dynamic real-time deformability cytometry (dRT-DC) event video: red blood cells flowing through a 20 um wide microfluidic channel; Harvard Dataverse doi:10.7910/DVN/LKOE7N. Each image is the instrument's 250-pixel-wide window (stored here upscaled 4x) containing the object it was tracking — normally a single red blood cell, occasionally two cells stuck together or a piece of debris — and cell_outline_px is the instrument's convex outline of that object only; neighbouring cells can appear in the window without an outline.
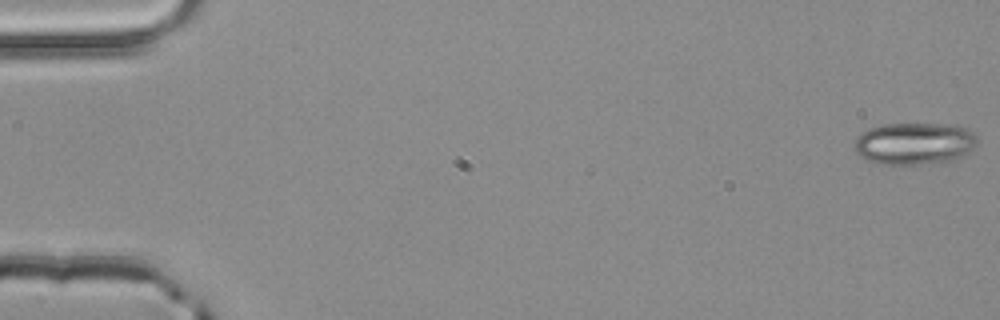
{"species": "common noctule bat (a hibernating species)", "species_latin": "Nyctalus noctula", "temperature_condition": "room temperature", "stored_images_in_passage": 53, "camera_frame_rate_fps": 3000, "um_per_image_px": 0.085, "animal": {"sex": "male", "body_mass_g": 20.4}, "frame": {"image": 1, "passage_image": 1, "time_ms": 0.0, "image_size_px": [1000, 320], "cell_outline_px": [[980, 140], [968, 152], [952, 160], [920, 164], [876, 164], [860, 156], [856, 152], [856, 136], [868, 128], [880, 124], [940, 124], [964, 128], [972, 132]], "centroid_in_image_um": [77.69, 12.19], "position_along_channel_um": 7.3, "area_um2": 29.88}}
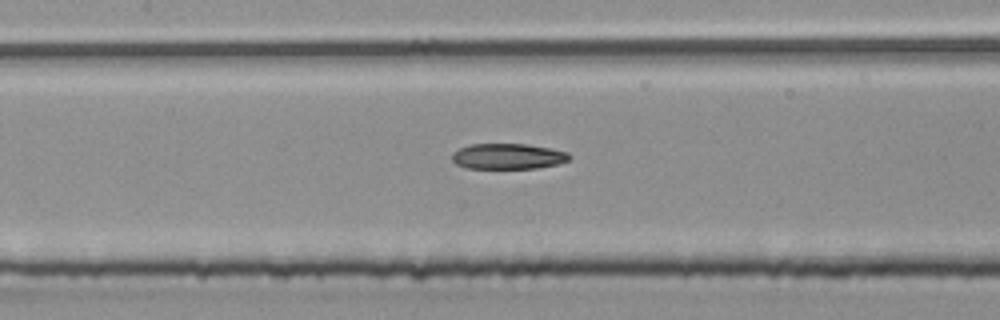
{"frame": {"image": 2, "passage_image": 25, "time_ms": 8.0, "image_size_px": [1000, 320], "cell_outline_px": [[568, 160], [560, 164], [536, 168], [468, 168], [456, 164], [452, 160], [452, 152], [460, 148], [472, 144], [528, 144], [568, 152]], "centroid_in_image_um": [43.16, 13.29], "position_along_channel_um": 164.2, "area_um2": 17.4}}
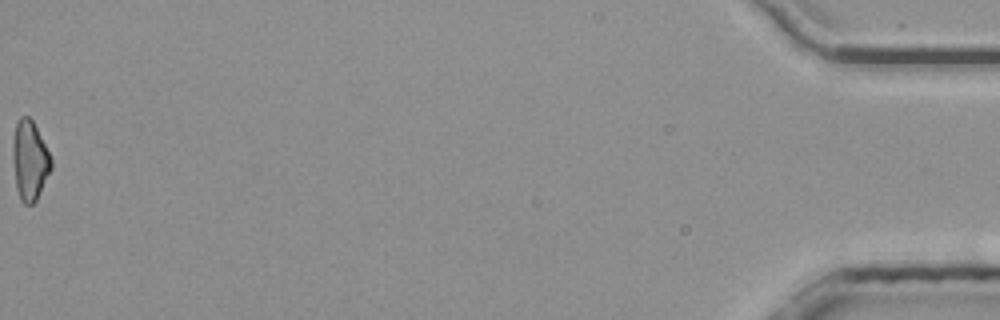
{"frame": {"image": 3, "passage_image": 53, "time_ms": 17.333, "image_size_px": [1000, 320], "cell_outline_px": [[52, 168], [36, 200], [32, 204], [24, 204], [20, 200], [16, 188], [12, 160], [12, 140], [16, 124], [20, 116], [28, 116], [32, 120], [52, 160]], "centroid_in_image_um": [2.5, 13.65], "position_along_channel_um": 432.7, "area_um2": 17.74}, "authors_computed_cell_mechanics": {"area_um2": 18.4382, "velocity_mm_per_s": 4.0429, "shape_relaxation_time_tau1_ms": null, "shape_relaxation_time_tau2_ms": 9.9201, "deformation_change_tau1": null, "deformation_change_tau2": 0.2176}}